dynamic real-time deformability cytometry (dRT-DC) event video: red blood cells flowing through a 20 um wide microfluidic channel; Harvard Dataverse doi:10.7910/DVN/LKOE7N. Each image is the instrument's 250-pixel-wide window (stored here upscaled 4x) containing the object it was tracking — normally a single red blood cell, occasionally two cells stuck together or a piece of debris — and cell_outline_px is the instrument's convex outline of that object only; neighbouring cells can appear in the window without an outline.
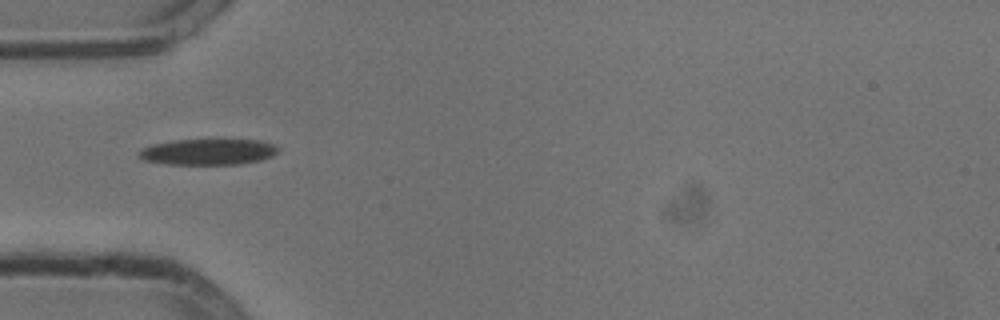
{"species": "common noctule bat (a hibernating species)", "species_latin": "Nyctalus noctula", "temperature_condition": "cold", "stored_images_in_passage": 20, "camera_frame_rate_fps": 3000, "um_per_image_px": 0.085, "animal": {"sex": "male", "body_mass_g": 13.3}, "frame": {"image": 1, "passage_image": 1, "time_ms": 0.0, "image_size_px": [1000, 320], "cell_outline_px": [[276, 152], [268, 156], [256, 160], [236, 164], [172, 164], [148, 160], [140, 156], [140, 152], [144, 148], [156, 144], [176, 140], [256, 140], [272, 144], [276, 148]], "centroid_in_image_um": [17.68, 12.9], "position_along_channel_um": 67.3, "area_um2": 20.0}}
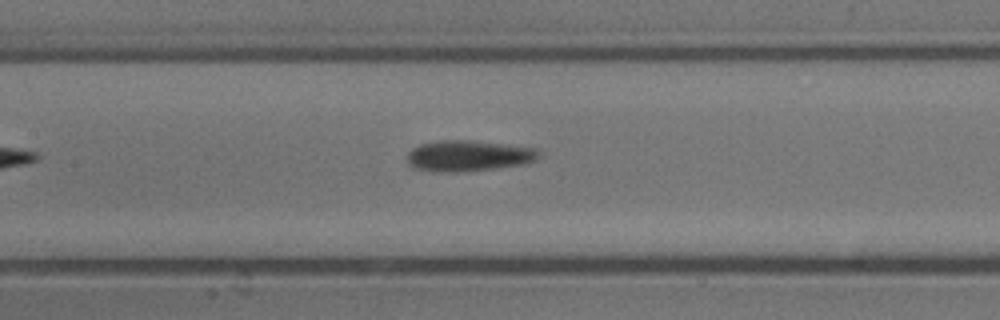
{"frame": {"image": 2, "passage_image": 9, "time_ms": 2.667, "image_size_px": [1000, 320], "cell_outline_px": [[536, 156], [532, 160], [520, 164], [488, 168], [420, 168], [412, 164], [408, 160], [408, 156], [420, 144], [440, 140], [464, 140], [536, 148]], "centroid_in_image_um": [39.86, 13.16], "position_along_channel_um": 167.5, "area_um2": 21.1}}
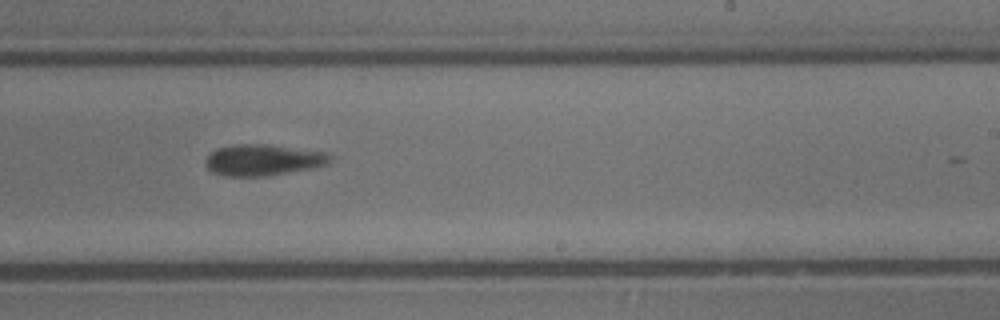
{"frame": {"image": 3, "passage_image": 17, "time_ms": 5.333, "image_size_px": [1000, 320], "cell_outline_px": [[328, 160], [324, 164], [264, 176], [228, 176], [216, 172], [208, 168], [208, 156], [212, 152], [220, 148], [232, 144], [268, 144], [320, 152], [328, 156]], "centroid_in_image_um": [22.26, 13.58], "position_along_channel_um": 266.7, "area_um2": 21.33}}